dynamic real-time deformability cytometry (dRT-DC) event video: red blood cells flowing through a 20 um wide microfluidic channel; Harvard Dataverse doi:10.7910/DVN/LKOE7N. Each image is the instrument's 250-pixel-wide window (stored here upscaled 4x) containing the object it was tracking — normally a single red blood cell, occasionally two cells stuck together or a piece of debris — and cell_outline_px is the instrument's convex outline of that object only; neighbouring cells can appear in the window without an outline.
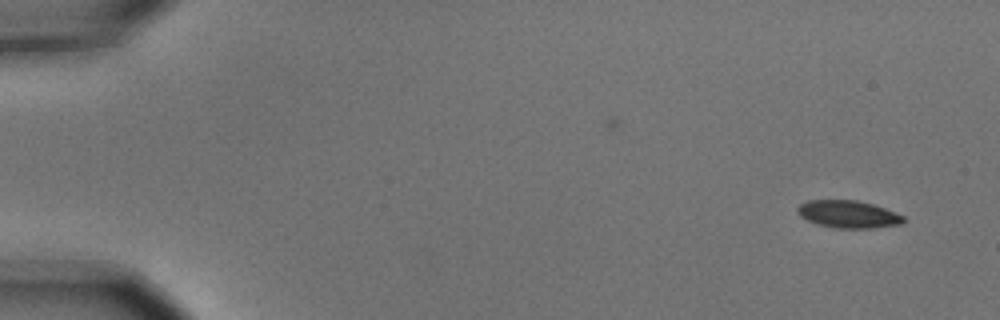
{"species": "common noctule bat (a hibernating species)", "species_latin": "Nyctalus noctula", "temperature_condition": "cold", "stored_images_in_passage": 3, "camera_frame_rate_fps": 3000, "um_per_image_px": 0.085, "animal": {"sex": "male", "body_mass_g": 15.6}, "frame": {"image": 1, "passage_image": 3, "time_ms": 0.667, "image_size_px": [1000, 320], "cell_outline_px": [[908, 220], [900, 224], [872, 228], [836, 228], [816, 224], [800, 216], [796, 212], [796, 208], [800, 204], [808, 200], [856, 200], [872, 204], [884, 208], [904, 216]], "centroid_in_image_um": [72.09, 18.21], "position_along_channel_um": 12.9, "area_um2": 16.99}}